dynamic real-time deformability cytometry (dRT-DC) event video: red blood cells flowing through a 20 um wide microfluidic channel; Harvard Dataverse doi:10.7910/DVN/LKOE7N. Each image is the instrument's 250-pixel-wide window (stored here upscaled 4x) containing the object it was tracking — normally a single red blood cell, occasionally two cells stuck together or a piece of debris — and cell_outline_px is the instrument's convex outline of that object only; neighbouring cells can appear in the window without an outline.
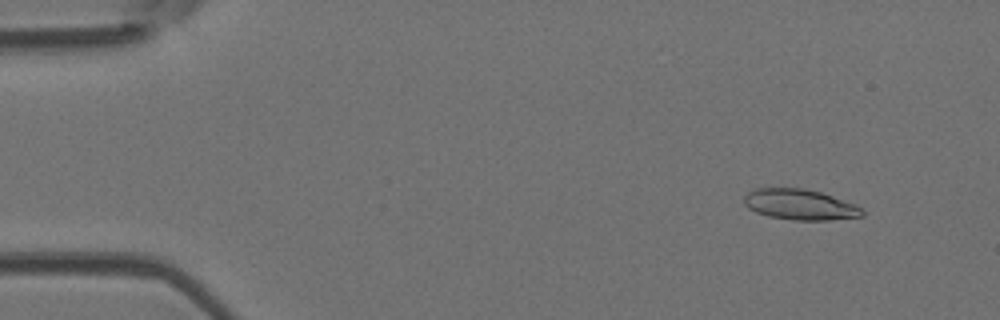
{"species": "Egyptian fruit bat (a non-hibernating species)", "species_latin": "Rousettus aegyptiacus", "temperature_condition": "room temperature", "stored_images_in_passage": 48, "camera_frame_rate_fps": 3000, "um_per_image_px": 0.085, "animal": {"sex": "female"}, "frame": {"image": 1, "passage_image": 1, "time_ms": 0.0, "image_size_px": [1000, 320], "cell_outline_px": [[864, 216], [828, 220], [792, 220], [768, 216], [756, 212], [748, 208], [744, 204], [744, 196], [748, 192], [756, 188], [804, 188], [820, 192], [856, 204], [864, 212]], "centroid_in_image_um": [67.98, 17.39], "position_along_channel_um": 17.0, "area_um2": 21.1}}
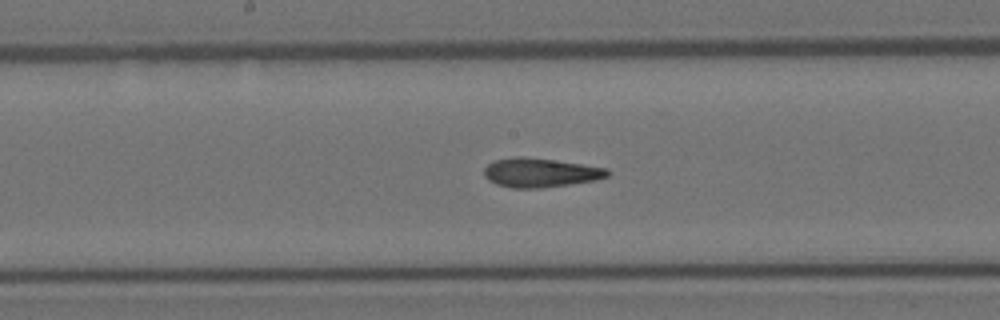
{"frame": {"image": 2, "passage_image": 23, "time_ms": 7.333, "image_size_px": [1000, 320], "cell_outline_px": [[612, 172], [608, 176], [596, 180], [540, 188], [512, 188], [496, 184], [488, 180], [484, 176], [484, 168], [492, 160], [516, 156], [520, 156], [552, 160], [608, 168]], "centroid_in_image_um": [45.9, 14.67], "position_along_channel_um": 202.3, "area_um2": 20.92}}
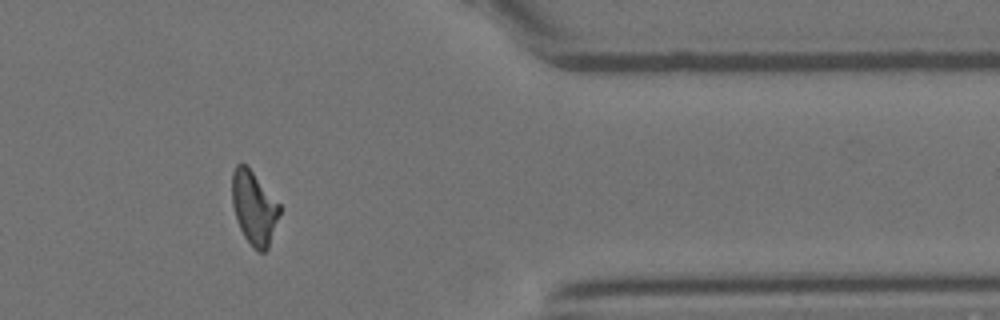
{"frame": {"image": 3, "passage_image": 39, "time_ms": 12.667, "image_size_px": [1000, 320], "cell_outline_px": [[280, 212], [268, 248], [264, 252], [260, 252], [252, 248], [244, 236], [236, 220], [232, 204], [232, 172], [236, 164], [244, 164], [252, 172], [280, 204]], "centroid_in_image_um": [21.57, 17.69], "position_along_channel_um": 389.8, "area_um2": 20.11}, "authors_computed_cell_mechanics": {"area_um2": 20.9236, "velocity_mm_per_s": 3.912, "shape_relaxation_time_tau1_ms": 9.5049, "shape_relaxation_time_tau2_ms": 1.9291, "deformation_change_tau1": 0.2645, "deformation_change_tau2": 0.1049}}